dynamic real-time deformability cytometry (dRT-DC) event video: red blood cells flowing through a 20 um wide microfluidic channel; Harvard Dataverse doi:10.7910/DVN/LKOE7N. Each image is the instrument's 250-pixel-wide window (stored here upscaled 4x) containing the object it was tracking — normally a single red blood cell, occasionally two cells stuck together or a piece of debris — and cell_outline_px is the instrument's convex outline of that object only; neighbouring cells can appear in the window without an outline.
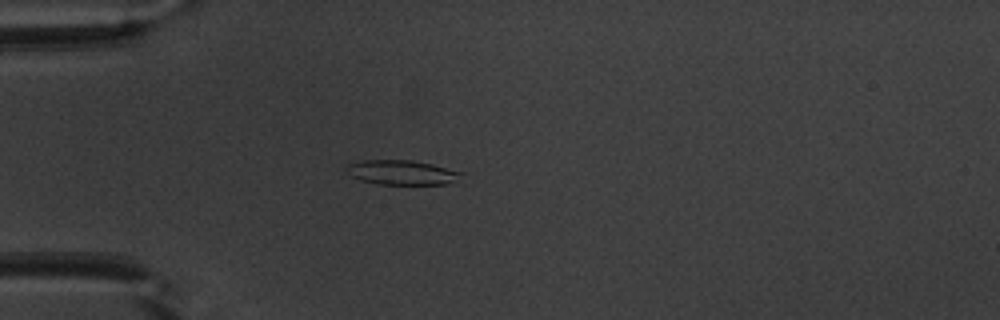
{"species": "common noctule bat (a hibernating species)", "species_latin": "Nyctalus noctula", "temperature_condition": "warm", "stored_images_in_passage": 38, "camera_frame_rate_fps": 3000, "um_per_image_px": 0.085, "animal": {"sex": "male", "body_mass_g": 20.1, "forearm_length_mm": 53.5}, "frame": {"image": 1, "passage_image": 1, "time_ms": 0.0, "image_size_px": [1000, 320], "cell_outline_px": [[464, 184], [380, 184], [360, 180], [344, 172], [344, 168], [348, 164], [364, 160], [412, 160], [432, 164], [464, 172]], "centroid_in_image_um": [34.29, 14.68], "position_along_channel_um": 50.7, "area_um2": 17.05}}
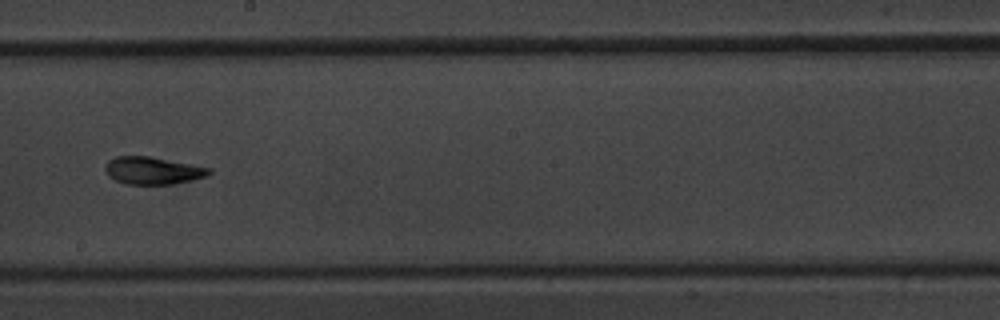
{"frame": {"image": 2, "passage_image": 16, "time_ms": 5.0, "image_size_px": [1000, 320], "cell_outline_px": [[212, 172], [208, 176], [192, 180], [172, 184], [128, 184], [116, 180], [108, 176], [104, 168], [104, 164], [108, 160], [116, 156], [148, 156], [192, 164], [212, 168]], "centroid_in_image_um": [12.99, 14.49], "position_along_channel_um": 235.2, "area_um2": 16.7}}
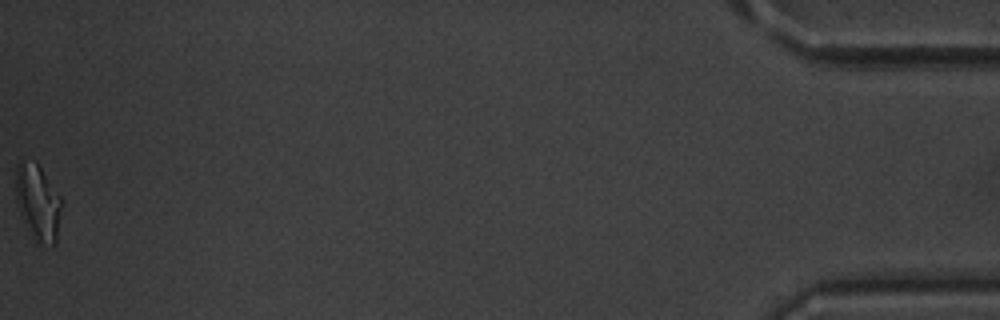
{"frame": {"image": 3, "passage_image": 38, "time_ms": 12.333, "image_size_px": [1000, 320], "cell_outline_px": [[60, 208], [56, 244], [52, 248], [36, 244], [32, 240], [24, 224], [16, 200], [16, 164], [24, 160], [36, 160], [60, 196]], "centroid_in_image_um": [3.2, 17.26], "position_along_channel_um": 432.0, "area_um2": 20.63}, "authors_computed_cell_mechanics": {"area_um2": 16.762, "velocity_mm_per_s": 3.9622, "shape_relaxation_time_tau1_ms": 6.1947, "shape_relaxation_time_tau2_ms": 1.929, "deformation_change_tau1": 0.2174, "deformation_change_tau2": 0.0788}}